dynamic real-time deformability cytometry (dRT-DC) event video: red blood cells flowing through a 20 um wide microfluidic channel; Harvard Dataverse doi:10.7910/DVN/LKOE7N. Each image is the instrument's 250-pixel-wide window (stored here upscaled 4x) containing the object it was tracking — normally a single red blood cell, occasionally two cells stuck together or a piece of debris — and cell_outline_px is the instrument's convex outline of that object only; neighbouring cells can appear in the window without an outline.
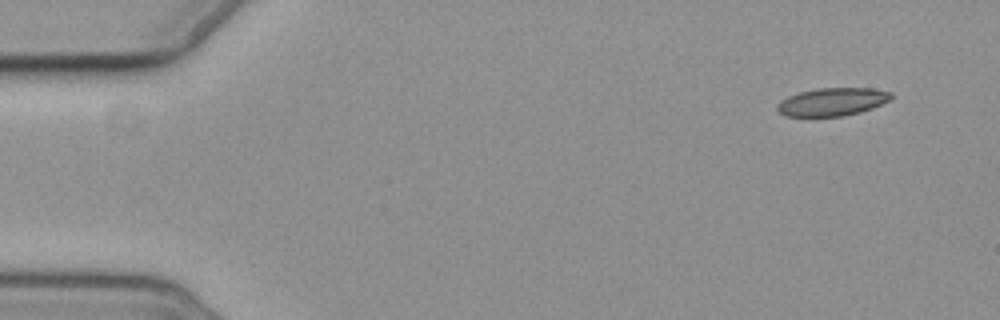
{"species": "common noctule bat (a hibernating species)", "species_latin": "Nyctalus noctula", "temperature_condition": "cold", "stored_images_in_passage": 6, "camera_frame_rate_fps": 3000, "um_per_image_px": 0.085, "animal": {"sex": "female", "body_mass_g": 19.3, "forearm_length_mm": 54.1}, "frame": {"image": 1, "passage_image": 1, "time_ms": 0.0, "image_size_px": [1000, 320], "cell_outline_px": [[896, 96], [892, 100], [872, 108], [860, 112], [844, 116], [784, 116], [776, 108], [776, 104], [780, 100], [788, 96], [800, 92], [816, 88], [872, 88], [892, 92]], "centroid_in_image_um": [70.79, 8.65], "position_along_channel_um": 14.2, "area_um2": 18.84}}
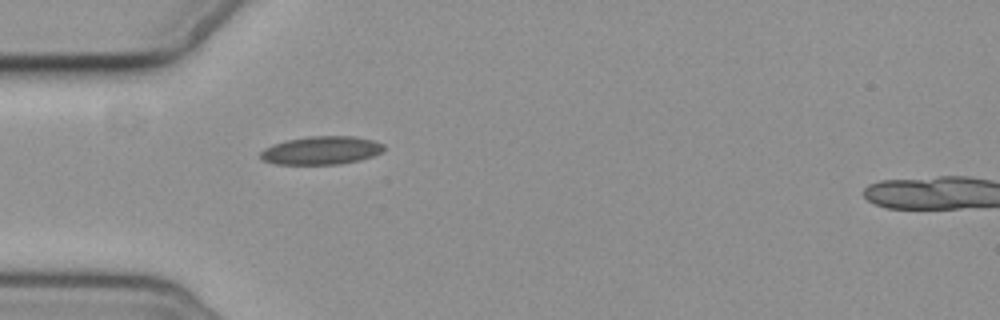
{"frame": {"image": 2, "passage_image": 5, "time_ms": 4.333, "image_size_px": [1000, 320], "cell_outline_px": [[384, 148], [380, 152], [372, 156], [360, 160], [340, 164], [276, 164], [260, 160], [260, 152], [264, 148], [272, 144], [288, 140], [308, 136], [356, 136], [372, 140], [384, 144]], "centroid_in_image_um": [27.28, 12.78], "position_along_channel_um": 57.7, "area_um2": 20.35}}